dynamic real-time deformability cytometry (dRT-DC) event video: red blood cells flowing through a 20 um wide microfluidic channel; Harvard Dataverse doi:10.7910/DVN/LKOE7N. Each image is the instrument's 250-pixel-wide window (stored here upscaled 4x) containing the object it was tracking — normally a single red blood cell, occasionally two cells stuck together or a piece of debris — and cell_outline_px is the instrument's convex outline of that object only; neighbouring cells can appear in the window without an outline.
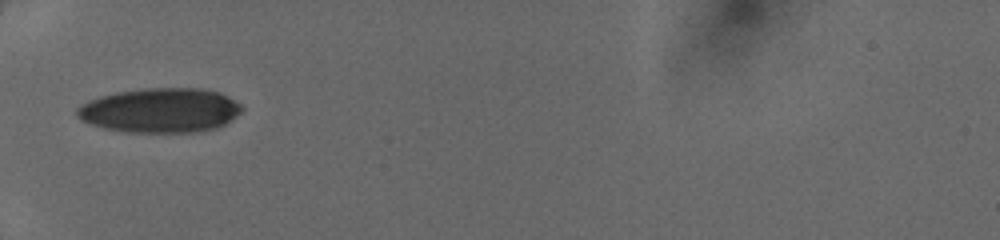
{"species": "human", "species_latin": "Homo sapiens", "temperature_condition": "cold", "stored_images_in_passage": 31, "camera_frame_rate_fps": 3000, "um_per_image_px": 0.085, "donor": {"sex": "female"}, "frame": {"image": 1, "passage_image": 1, "time_ms": 0.0, "image_size_px": [1000, 240], "cell_outline_px": [[244, 108], [236, 116], [224, 124], [216, 128], [196, 132], [128, 132], [104, 128], [80, 120], [76, 116], [76, 108], [80, 104], [88, 100], [100, 96], [116, 92], [144, 88], [200, 88], [220, 92], [228, 96], [240, 104]], "centroid_in_image_um": [13.6, 9.37], "position_along_channel_um": 71.4, "area_um2": 42.95}}
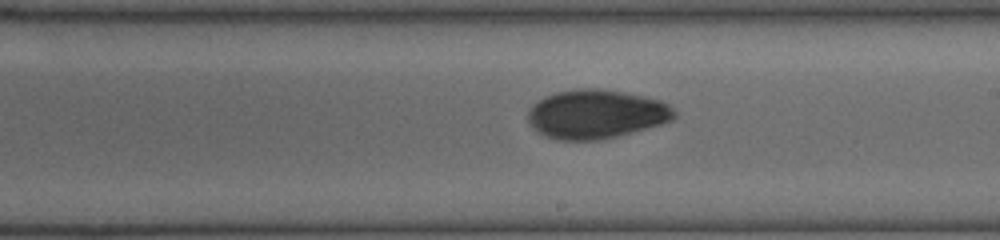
{"frame": {"image": 2, "passage_image": 13, "time_ms": 4.0, "image_size_px": [1000, 240], "cell_outline_px": [[676, 116], [672, 120], [660, 124], [616, 136], [600, 140], [556, 140], [544, 136], [532, 128], [528, 120], [528, 112], [532, 104], [544, 96], [556, 92], [580, 88], [600, 88], [624, 92], [644, 96], [660, 100], [668, 104], [676, 112]], "centroid_in_image_um": [50.64, 9.69], "position_along_channel_um": 238.4, "area_um2": 41.85}}
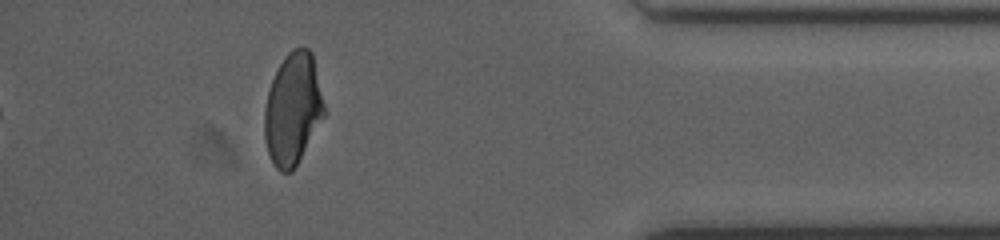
{"frame": {"image": 3, "passage_image": 27, "time_ms": 8.667, "image_size_px": [1000, 240], "cell_outline_px": [[324, 116], [292, 172], [280, 172], [276, 168], [268, 152], [264, 136], [264, 108], [268, 92], [272, 80], [284, 56], [292, 48], [308, 48], [312, 52], [324, 104]], "centroid_in_image_um": [24.87, 9.26], "position_along_channel_um": 410.3, "area_um2": 38.49}}